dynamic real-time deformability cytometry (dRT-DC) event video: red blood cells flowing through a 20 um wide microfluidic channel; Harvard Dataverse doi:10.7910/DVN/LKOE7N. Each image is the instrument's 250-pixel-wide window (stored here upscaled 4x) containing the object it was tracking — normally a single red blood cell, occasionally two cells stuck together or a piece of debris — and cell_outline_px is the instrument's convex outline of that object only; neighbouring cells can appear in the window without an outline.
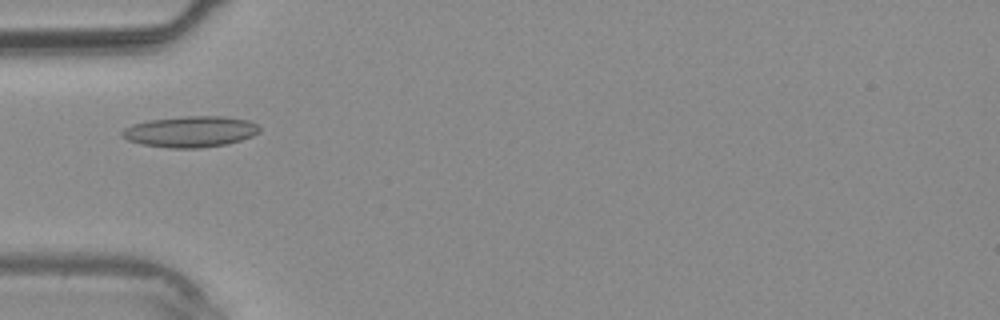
{"species": "common noctule bat (a hibernating species)", "species_latin": "Nyctalus noctula", "temperature_condition": "warm", "stored_images_in_passage": 38, "camera_frame_rate_fps": 3000, "um_per_image_px": 0.085, "animal": {"sex": "male", "body_mass_g": 20.4}, "frame": {"image": 1, "passage_image": 13, "time_ms": 4.0, "image_size_px": [1000, 320], "cell_outline_px": [[260, 132], [252, 136], [228, 144], [200, 148], [168, 148], [140, 144], [128, 140], [120, 136], [120, 132], [124, 128], [132, 124], [148, 120], [184, 116], [224, 116], [248, 120], [256, 124], [260, 128]], "centroid_in_image_um": [16.16, 11.19], "position_along_channel_um": 68.8, "area_um2": 25.09}}
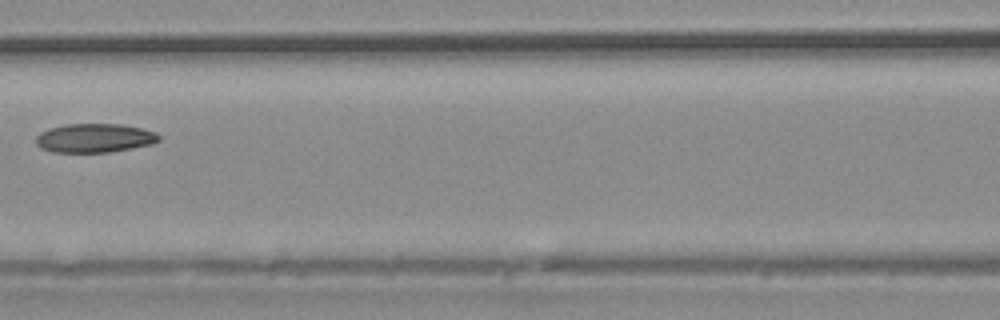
{"frame": {"image": 2, "passage_image": 18, "time_ms": 5.667, "image_size_px": [1000, 320], "cell_outline_px": [[160, 140], [152, 144], [112, 152], [52, 152], [40, 148], [36, 144], [36, 136], [40, 132], [48, 128], [64, 124], [120, 124], [140, 128], [156, 132], [160, 136]], "centroid_in_image_um": [8.02, 11.73], "position_along_channel_um": 158.6, "area_um2": 20.87}}
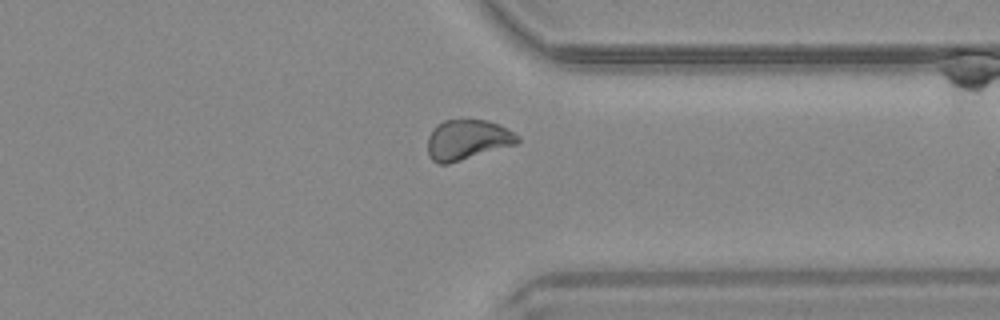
{"frame": {"image": 3, "passage_image": 30, "time_ms": 9.667, "image_size_px": [1000, 320], "cell_outline_px": [[520, 140], [516, 144], [448, 164], [440, 164], [432, 160], [428, 156], [428, 136], [432, 128], [436, 124], [444, 120], [488, 120], [500, 124], [508, 128], [520, 136]], "centroid_in_image_um": [39.72, 11.87], "position_along_channel_um": 371.7, "area_um2": 21.21}}